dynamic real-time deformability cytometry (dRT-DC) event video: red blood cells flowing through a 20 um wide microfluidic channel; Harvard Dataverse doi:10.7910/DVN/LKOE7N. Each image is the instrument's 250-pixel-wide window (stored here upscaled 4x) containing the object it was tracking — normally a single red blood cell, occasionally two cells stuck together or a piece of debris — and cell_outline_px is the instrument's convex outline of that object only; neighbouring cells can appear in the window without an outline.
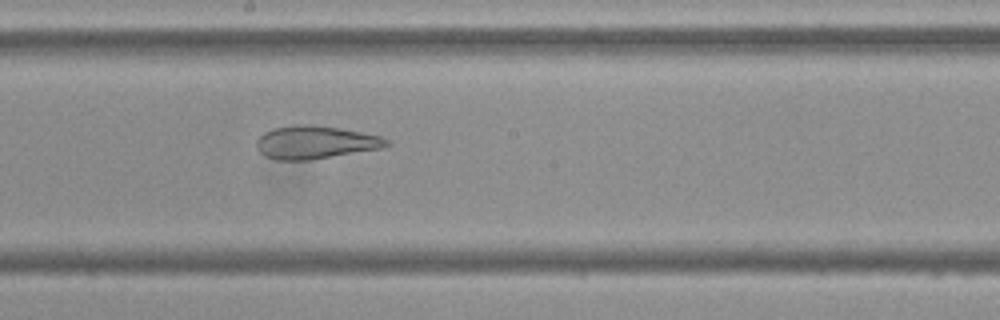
{"species": "Egyptian fruit bat (a non-hibernating species)", "species_latin": "Rousettus aegyptiacus", "temperature_condition": "cold", "stored_images_in_passage": 52, "camera_frame_rate_fps": 3000, "um_per_image_px": 0.085, "frame": {"image": 1, "passage_image": 27, "time_ms": 8.667, "image_size_px": [1000, 320], "cell_outline_px": [[392, 144], [384, 148], [308, 160], [276, 160], [264, 156], [256, 148], [256, 140], [264, 132], [276, 128], [296, 124], [312, 124], [340, 128], [380, 136], [388, 140]], "centroid_in_image_um": [26.8, 12.1], "position_along_channel_um": 221.4, "area_um2": 25.09}}
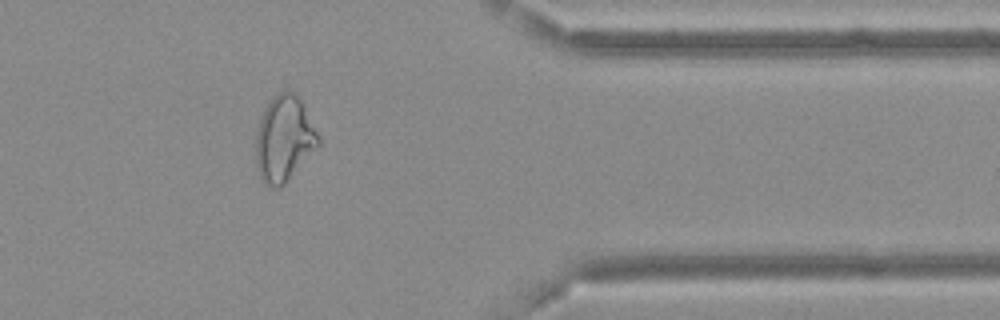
{"frame": {"image": 2, "passage_image": 42, "time_ms": 13.667, "image_size_px": [1000, 320], "cell_outline_px": [[320, 148], [280, 188], [272, 188], [264, 184], [260, 180], [256, 164], [256, 132], [264, 108], [268, 100], [272, 96], [280, 92], [292, 92], [300, 100], [320, 136]], "centroid_in_image_um": [24.15, 11.86], "position_along_channel_um": 387.2, "area_um2": 31.62}}
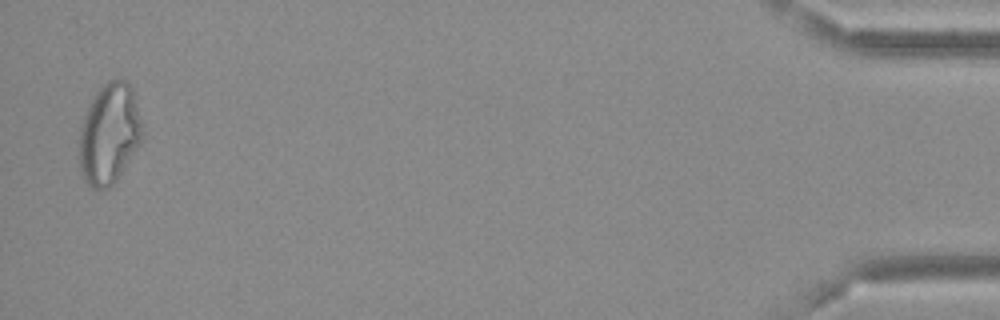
{"frame": {"image": 3, "passage_image": 51, "time_ms": 16.667, "image_size_px": [1000, 320], "cell_outline_px": [[144, 132], [140, 144], [116, 180], [108, 188], [92, 188], [84, 180], [80, 168], [80, 128], [84, 116], [92, 96], [108, 80], [116, 76], [128, 80], [132, 88], [144, 124]], "centroid_in_image_um": [9.33, 11.31], "position_along_channel_um": 425.9, "area_um2": 37.4}}